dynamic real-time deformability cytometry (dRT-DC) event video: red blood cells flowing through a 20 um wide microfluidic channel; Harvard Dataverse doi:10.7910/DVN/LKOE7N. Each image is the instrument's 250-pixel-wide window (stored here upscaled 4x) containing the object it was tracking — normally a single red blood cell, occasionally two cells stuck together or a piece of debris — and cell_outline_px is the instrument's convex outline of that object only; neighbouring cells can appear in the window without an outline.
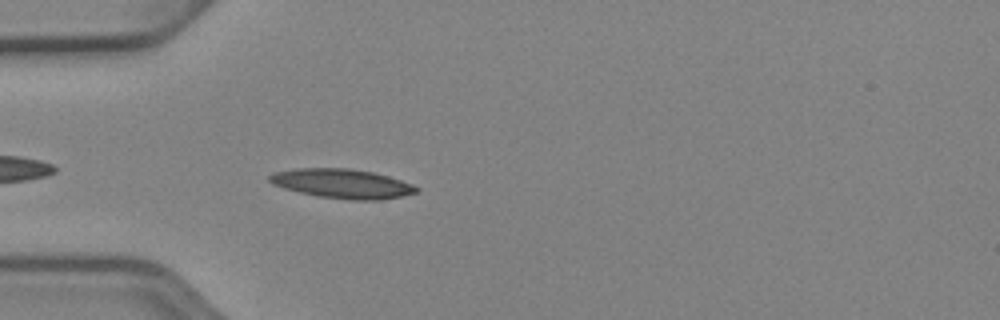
{"species": "Egyptian fruit bat (a non-hibernating species)", "species_latin": "Rousettus aegyptiacus", "temperature_condition": "cold", "stored_images_in_passage": 39, "camera_frame_rate_fps": 3000, "um_per_image_px": 0.085, "animal": {"sex": "female"}, "frame": {"image": 1, "passage_image": 3, "time_ms": 0.667, "image_size_px": [1000, 320], "cell_outline_px": [[420, 188], [416, 192], [404, 196], [380, 200], [348, 200], [316, 196], [284, 188], [272, 184], [268, 180], [268, 176], [272, 172], [296, 168], [348, 168], [372, 172], [388, 176], [412, 184]], "centroid_in_image_um": [29.06, 15.61], "position_along_channel_um": 55.9, "area_um2": 25.26}}
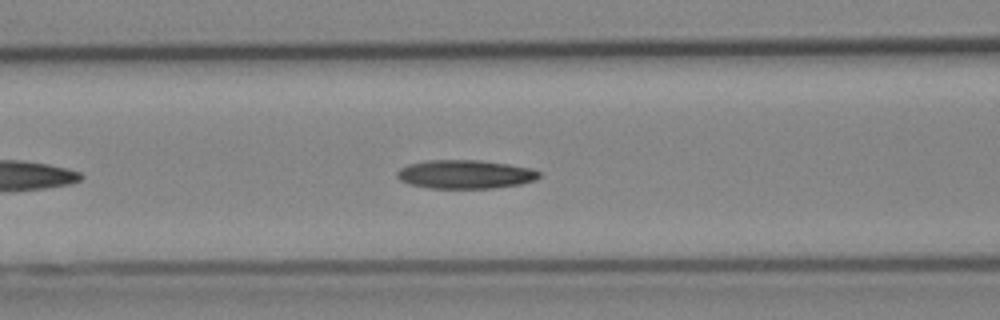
{"frame": {"image": 2, "passage_image": 9, "time_ms": 2.667, "image_size_px": [1000, 320], "cell_outline_px": [[540, 176], [536, 180], [520, 184], [492, 188], [428, 188], [408, 184], [400, 180], [396, 176], [396, 172], [400, 168], [408, 164], [428, 160], [480, 160], [508, 164], [532, 168], [540, 172]], "centroid_in_image_um": [39.53, 14.81], "position_along_channel_um": 127.1, "area_um2": 23.87}}
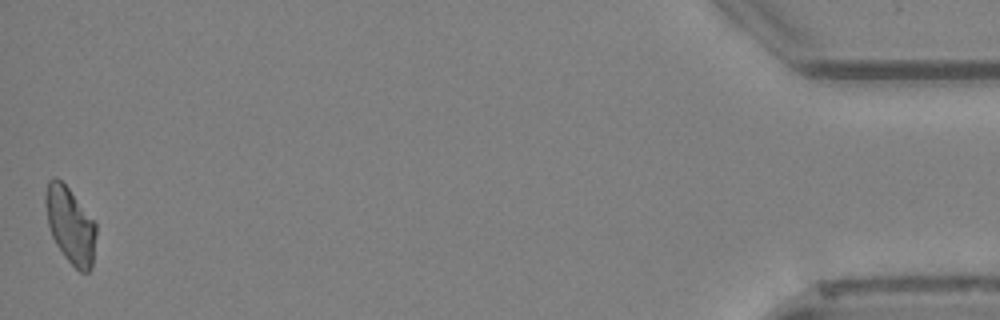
{"frame": {"image": 3, "passage_image": 39, "time_ms": 12.667, "image_size_px": [1000, 320], "cell_outline_px": [[96, 232], [92, 268], [88, 272], [80, 272], [64, 256], [56, 244], [52, 236], [48, 224], [44, 200], [44, 192], [48, 180], [52, 176], [56, 176], [68, 188], [96, 224]], "centroid_in_image_um": [5.95, 19.13], "position_along_channel_um": 429.3, "area_um2": 22.37}}